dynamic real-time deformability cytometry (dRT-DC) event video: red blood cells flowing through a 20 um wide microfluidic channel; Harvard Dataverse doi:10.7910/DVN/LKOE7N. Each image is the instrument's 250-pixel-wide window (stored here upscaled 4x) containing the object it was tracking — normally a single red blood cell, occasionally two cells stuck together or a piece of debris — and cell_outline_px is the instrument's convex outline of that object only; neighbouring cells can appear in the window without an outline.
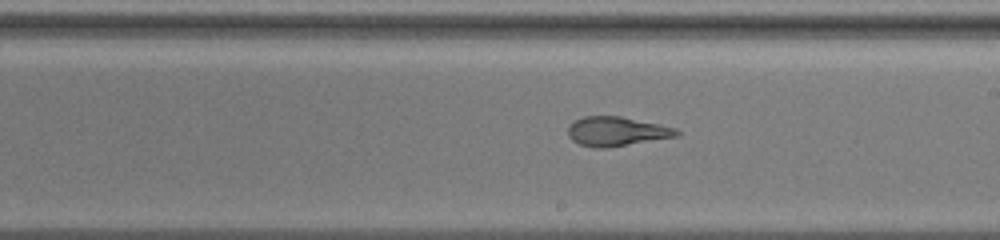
{"species": "common noctule bat (a hibernating species)", "species_latin": "Nyctalus noctula", "temperature_condition": "warm", "stored_images_in_passage": 42, "segment_of_instrument_passage": [2, 2], "camera_frame_rate_fps": 3000, "um_per_image_px": 0.085, "animal": {"sex": "female", "body_mass_g": 19.5, "forearm_length_mm": 54.1}, "frame": {"image": 1, "passage_image": 42, "time_ms": 10.0, "image_size_px": [1000, 240], "cell_outline_px": [[680, 132], [676, 136], [608, 148], [596, 148], [580, 144], [572, 140], [568, 136], [568, 124], [584, 116], [620, 116], [676, 128]], "centroid_in_image_um": [52.36, 11.17], "position_along_channel_um": 236.6, "area_um2": 18.38}}